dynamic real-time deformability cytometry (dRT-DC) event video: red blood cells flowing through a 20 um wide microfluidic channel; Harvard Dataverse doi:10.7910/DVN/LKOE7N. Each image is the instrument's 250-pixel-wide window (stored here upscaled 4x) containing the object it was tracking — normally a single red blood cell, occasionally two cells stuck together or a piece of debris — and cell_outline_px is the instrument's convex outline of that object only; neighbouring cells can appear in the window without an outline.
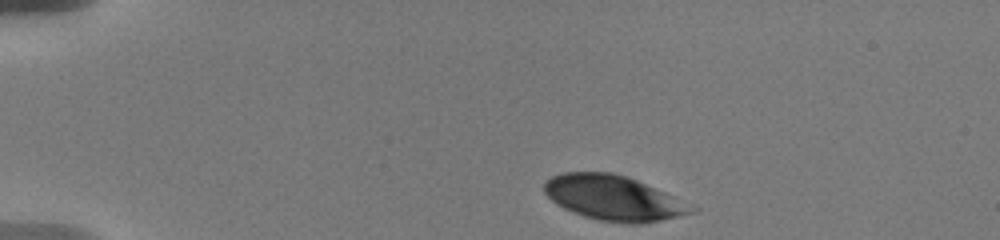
{"species": "human", "species_latin": "Homo sapiens", "temperature_condition": "warm", "stored_images_in_passage": 32, "camera_frame_rate_fps": 3000, "um_per_image_px": 0.085, "donor": {"sex": "male"}, "frame": {"image": 1, "passage_image": 1, "time_ms": 0.0, "image_size_px": [1000, 240], "cell_outline_px": [[700, 208], [696, 212], [660, 220], [640, 224], [628, 224], [600, 220], [584, 216], [564, 208], [556, 204], [544, 192], [544, 184], [552, 176], [560, 172], [612, 172], [636, 180], [664, 192]], "centroid_in_image_um": [52.16, 16.83], "position_along_channel_um": 32.8, "area_um2": 38.32}}
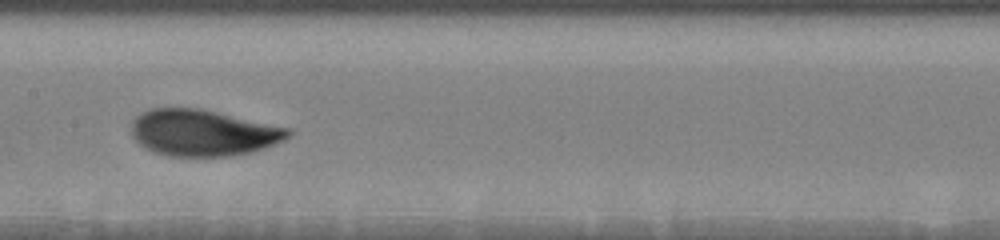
{"frame": {"image": 2, "passage_image": 12, "time_ms": 6.333, "image_size_px": [1000, 240], "cell_outline_px": [[292, 132], [284, 140], [276, 144], [252, 152], [228, 156], [168, 156], [152, 152], [140, 144], [132, 136], [132, 120], [140, 112], [148, 108], [200, 108], [292, 128]], "centroid_in_image_um": [17.26, 11.28], "position_along_channel_um": 190.1, "area_um2": 42.71}}
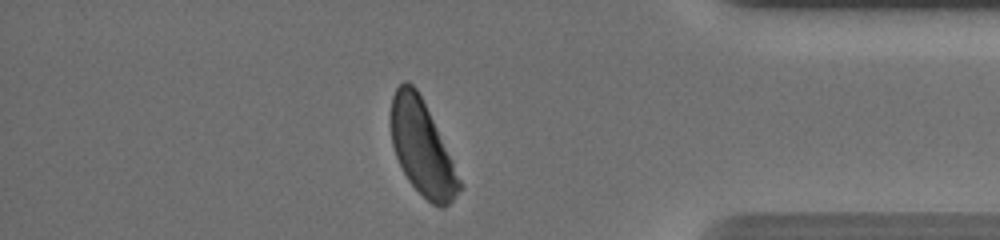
{"frame": {"image": 3, "passage_image": 28, "time_ms": 12.667, "image_size_px": [1000, 240], "cell_outline_px": [[460, 188], [456, 196], [444, 208], [440, 208], [432, 204], [408, 180], [396, 156], [392, 144], [392, 96], [396, 88], [404, 80], [408, 80], [416, 88], [452, 160], [460, 180]], "centroid_in_image_um": [35.86, 12.58], "position_along_channel_um": 399.3, "area_um2": 36.41}, "authors_computed_cell_mechanics": {"area_um2": 40.8935, "velocity_mm_per_s": 3.6198, "shape_relaxation_time_tau1_ms": 3.6246, "shape_relaxation_time_tau2_ms": null, "deformation_change_tau1": 0.1607, "deformation_change_tau2": null}}